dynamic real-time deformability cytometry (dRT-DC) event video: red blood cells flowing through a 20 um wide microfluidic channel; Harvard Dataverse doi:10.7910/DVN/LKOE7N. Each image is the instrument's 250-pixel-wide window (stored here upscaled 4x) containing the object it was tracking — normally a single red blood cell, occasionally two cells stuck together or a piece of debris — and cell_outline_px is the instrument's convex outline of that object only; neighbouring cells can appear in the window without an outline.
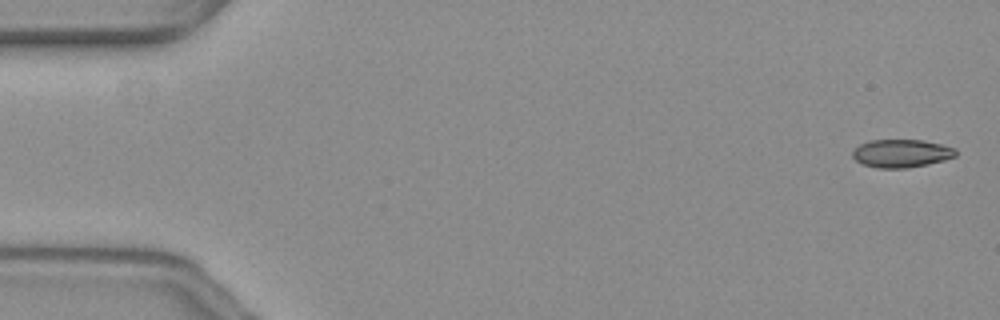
{"species": "common noctule bat (a hibernating species)", "species_latin": "Nyctalus noctula", "temperature_condition": "warm", "stored_images_in_passage": 49, "camera_frame_rate_fps": 3000, "um_per_image_px": 0.085, "animal": {"sex": "female", "body_mass_g": 19.3, "forearm_length_mm": 54.1}, "frame": {"image": 1, "passage_image": 1, "time_ms": 0.0, "image_size_px": [1000, 320], "cell_outline_px": [[956, 156], [944, 160], [928, 164], [908, 168], [876, 168], [864, 164], [856, 160], [852, 156], [852, 152], [860, 144], [868, 140], [924, 140], [956, 148]], "centroid_in_image_um": [76.62, 13.03], "position_along_channel_um": 8.4, "area_um2": 16.88}}
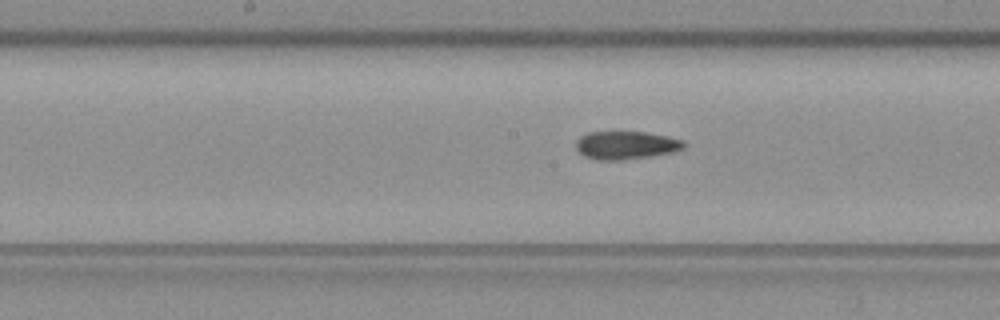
{"frame": {"image": 2, "passage_image": 28, "time_ms": 9.0, "image_size_px": [1000, 320], "cell_outline_px": [[684, 148], [672, 152], [624, 160], [596, 160], [584, 156], [576, 148], [576, 140], [580, 136], [588, 132], [644, 132], [668, 136], [684, 140]], "centroid_in_image_um": [53.18, 12.34], "position_along_channel_um": 195.0, "area_um2": 17.63}}
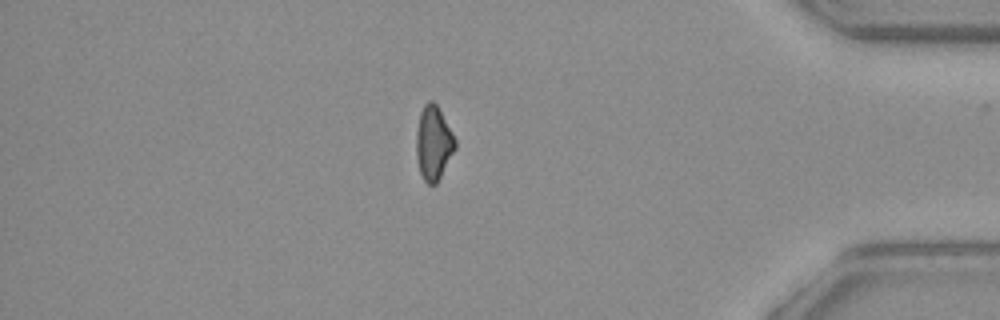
{"frame": {"image": 3, "passage_image": 48, "time_ms": 15.667, "image_size_px": [1000, 320], "cell_outline_px": [[456, 148], [436, 184], [428, 184], [424, 180], [420, 172], [416, 156], [416, 132], [420, 112], [424, 104], [428, 100], [432, 100], [436, 104], [452, 132], [456, 140]], "centroid_in_image_um": [36.83, 12.15], "position_along_channel_um": 398.4, "area_um2": 16.7}, "authors_computed_cell_mechanics": {"area_um2": 18.0336, "velocity_mm_per_s": 3.6245, "shape_relaxation_time_tau1_ms": null, "shape_relaxation_time_tau2_ms": 2.3938, "deformation_change_tau1": null, "deformation_change_tau2": 0.0743}}